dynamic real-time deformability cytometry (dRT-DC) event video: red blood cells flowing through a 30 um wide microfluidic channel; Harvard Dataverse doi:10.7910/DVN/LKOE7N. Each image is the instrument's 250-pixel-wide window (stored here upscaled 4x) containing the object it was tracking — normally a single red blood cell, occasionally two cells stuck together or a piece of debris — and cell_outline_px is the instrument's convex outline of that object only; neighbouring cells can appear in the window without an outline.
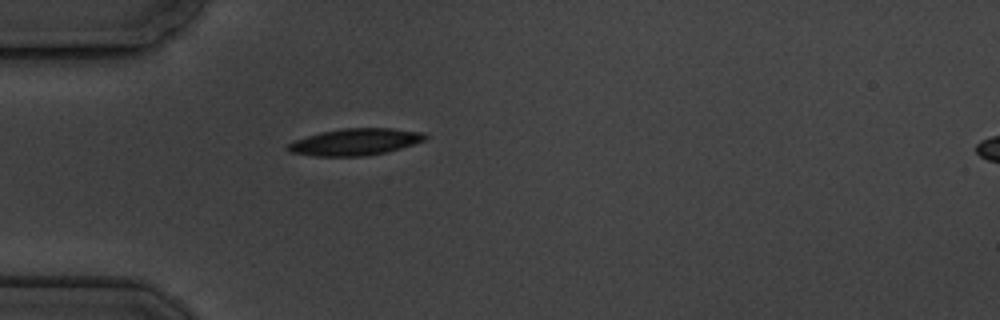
{"species": "common noctule bat (a hibernating species)", "species_latin": "Nyctalus noctula", "temperature_condition": "cold", "stored_images_in_passage": 1, "camera_frame_rate_fps": 3000, "um_per_image_px": 0.085, "animal": {"sex": "male", "body_mass_g": 19.5, "forearm_length_mm": 54.6}, "frame": {"image": 1, "passage_image": 1, "time_ms": 0.0, "image_size_px": [1000, 320], "cell_outline_px": [[428, 136], [424, 140], [400, 148], [384, 152], [364, 156], [312, 156], [292, 152], [288, 148], [288, 144], [296, 140], [320, 132], [344, 128], [392, 128], [424, 132]], "centroid_in_image_um": [30.22, 12.05], "position_along_channel_um": 54.8, "area_um2": 21.1}}